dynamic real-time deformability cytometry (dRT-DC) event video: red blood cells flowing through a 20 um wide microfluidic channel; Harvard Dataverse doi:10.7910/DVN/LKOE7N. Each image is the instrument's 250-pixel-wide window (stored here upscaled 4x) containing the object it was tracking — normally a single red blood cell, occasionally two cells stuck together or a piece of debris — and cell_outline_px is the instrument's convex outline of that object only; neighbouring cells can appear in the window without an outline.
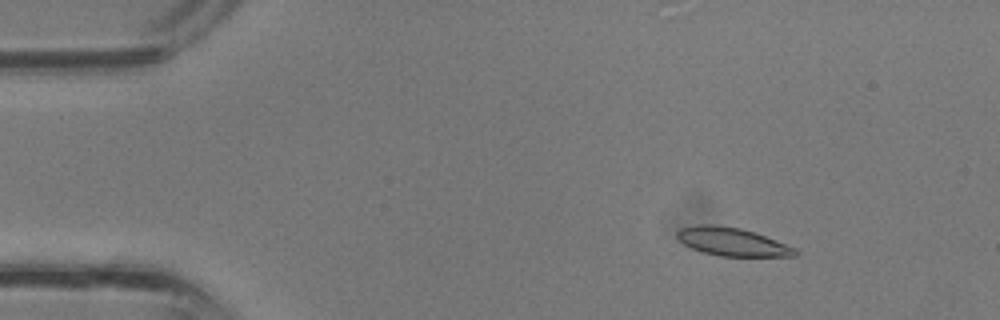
{"species": "common noctule bat (a hibernating species)", "species_latin": "Nyctalus noctula", "temperature_condition": "room temperature", "stored_images_in_passage": 31, "camera_frame_rate_fps": 3000, "um_per_image_px": 0.085, "animal": {"sex": "male", "body_mass_g": 13.3}, "frame": {"image": 1, "passage_image": 4, "time_ms": 1.0, "image_size_px": [1000, 320], "cell_outline_px": [[800, 252], [796, 256], [720, 256], [704, 252], [692, 248], [684, 244], [676, 236], [676, 232], [680, 228], [700, 224], [712, 224], [740, 228], [776, 240], [796, 248]], "centroid_in_image_um": [62.24, 20.55], "position_along_channel_um": 22.8, "area_um2": 19.25}}
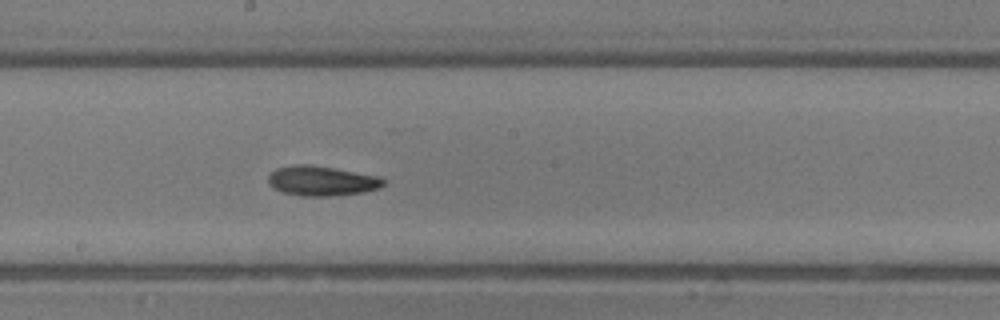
{"frame": {"image": 2, "passage_image": 19, "time_ms": 6.0, "image_size_px": [1000, 320], "cell_outline_px": [[384, 184], [380, 188], [364, 192], [332, 196], [300, 196], [284, 192], [272, 188], [268, 184], [268, 176], [276, 168], [296, 164], [308, 164], [380, 176], [384, 180]], "centroid_in_image_um": [27.33, 15.38], "position_along_channel_um": 220.9, "area_um2": 20.06}}
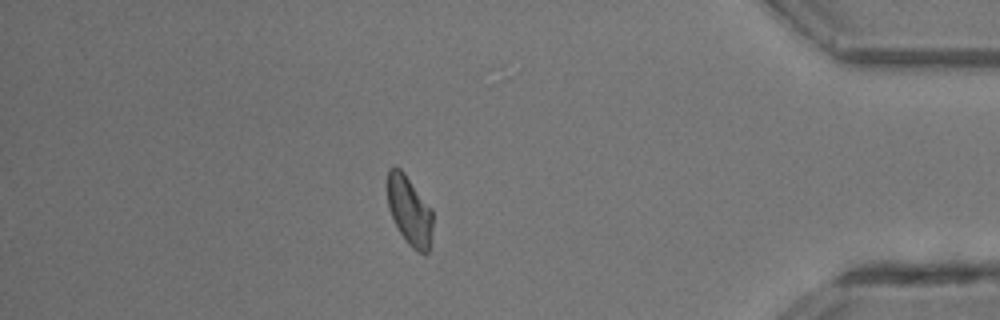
{"frame": {"image": 3, "passage_image": 31, "time_ms": 10.0, "image_size_px": [1000, 320], "cell_outline_px": [[432, 228], [428, 252], [424, 256], [416, 252], [408, 244], [400, 232], [388, 208], [388, 168], [400, 168], [404, 172], [432, 208]], "centroid_in_image_um": [34.82, 17.93], "position_along_channel_um": 400.4, "area_um2": 18.21}}